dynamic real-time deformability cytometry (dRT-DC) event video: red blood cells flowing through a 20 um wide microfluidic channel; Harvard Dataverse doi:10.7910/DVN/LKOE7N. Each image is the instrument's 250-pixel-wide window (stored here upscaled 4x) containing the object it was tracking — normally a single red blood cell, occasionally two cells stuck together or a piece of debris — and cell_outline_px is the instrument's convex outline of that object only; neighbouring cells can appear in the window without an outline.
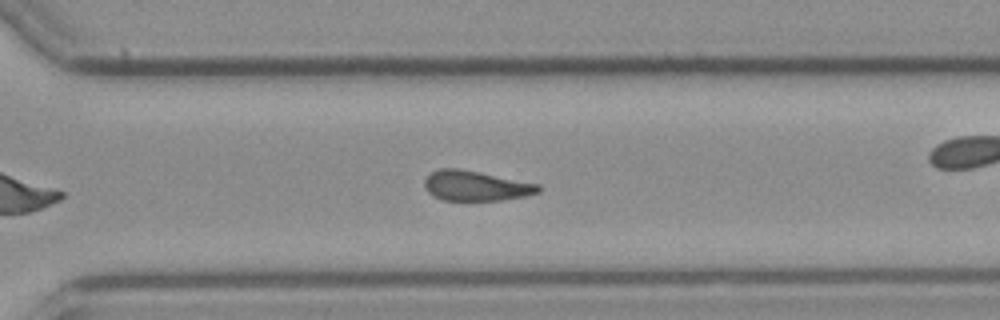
{"species": "common noctule bat (a hibernating species)", "species_latin": "Nyctalus noctula", "temperature_condition": "cold", "stored_images_in_passage": 36, "camera_frame_rate_fps": 3000, "um_per_image_px": 0.085, "animal": {"sex": "female", "body_mass_g": 21.9}, "frame": {"image": 1, "passage_image": 26, "time_ms": 8.333, "image_size_px": [1000, 320], "cell_outline_px": [[540, 192], [524, 196], [500, 200], [444, 200], [432, 196], [424, 188], [424, 180], [432, 172], [440, 168], [460, 168], [540, 184]], "centroid_in_image_um": [40.42, 15.79], "position_along_channel_um": 330.2, "area_um2": 19.94}, "authors_computed_cell_mechanics": {"area_um2": 20.6057, "velocity_mm_per_s": 3.8197, "shape_relaxation_time_tau1_ms": null, "shape_relaxation_time_tau2_ms": 7.2866, "deformation_change_tau1": null, "deformation_change_tau2": 0.1823}}